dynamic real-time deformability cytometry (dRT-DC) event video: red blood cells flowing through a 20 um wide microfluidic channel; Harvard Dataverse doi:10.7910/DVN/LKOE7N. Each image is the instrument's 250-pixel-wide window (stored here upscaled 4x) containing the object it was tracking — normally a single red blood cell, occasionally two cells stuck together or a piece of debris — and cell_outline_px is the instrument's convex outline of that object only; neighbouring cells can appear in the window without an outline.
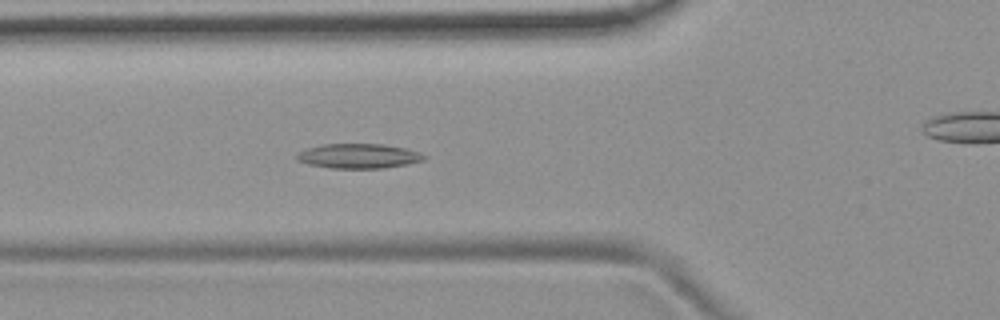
{"species": "common noctule bat (a hibernating species)", "species_latin": "Nyctalus noctula", "temperature_condition": "room temperature", "stored_images_in_passage": 11, "camera_frame_rate_fps": 3000, "um_per_image_px": 0.085, "animal": {"sex": "female", "body_mass_g": 19.9}, "frame": {"image": 1, "passage_image": 7, "time_ms": 2.0, "image_size_px": [1000, 320], "cell_outline_px": [[428, 156], [424, 160], [408, 164], [384, 168], [332, 168], [308, 164], [296, 160], [296, 156], [300, 152], [308, 148], [324, 144], [384, 144], [404, 148], [420, 152]], "centroid_in_image_um": [30.52, 13.26], "position_along_channel_um": 95.3, "area_um2": 18.26}}